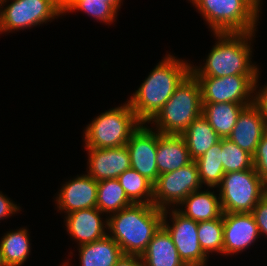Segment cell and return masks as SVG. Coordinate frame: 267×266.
I'll list each match as a JSON object with an SVG mask.
<instances>
[{"label": "cell", "mask_w": 267, "mask_h": 266, "mask_svg": "<svg viewBox=\"0 0 267 266\" xmlns=\"http://www.w3.org/2000/svg\"><path fill=\"white\" fill-rule=\"evenodd\" d=\"M188 62L189 60H182L171 53L164 55L127 99L141 123H148L170 99L175 88L190 73L191 63Z\"/></svg>", "instance_id": "6da1fadb"}, {"label": "cell", "mask_w": 267, "mask_h": 266, "mask_svg": "<svg viewBox=\"0 0 267 266\" xmlns=\"http://www.w3.org/2000/svg\"><path fill=\"white\" fill-rule=\"evenodd\" d=\"M255 34L256 32L213 33L217 40L215 45L203 60V65L191 64L190 72L195 77L257 75L259 65L251 61Z\"/></svg>", "instance_id": "7a4b0ae2"}, {"label": "cell", "mask_w": 267, "mask_h": 266, "mask_svg": "<svg viewBox=\"0 0 267 266\" xmlns=\"http://www.w3.org/2000/svg\"><path fill=\"white\" fill-rule=\"evenodd\" d=\"M107 218L108 236L123 255L141 256L162 226L163 210L153 204H132Z\"/></svg>", "instance_id": "3957f363"}, {"label": "cell", "mask_w": 267, "mask_h": 266, "mask_svg": "<svg viewBox=\"0 0 267 266\" xmlns=\"http://www.w3.org/2000/svg\"><path fill=\"white\" fill-rule=\"evenodd\" d=\"M213 33L256 32L262 0H188ZM260 12V13H259Z\"/></svg>", "instance_id": "277c9868"}, {"label": "cell", "mask_w": 267, "mask_h": 266, "mask_svg": "<svg viewBox=\"0 0 267 266\" xmlns=\"http://www.w3.org/2000/svg\"><path fill=\"white\" fill-rule=\"evenodd\" d=\"M202 110L200 84L190 72L147 124L161 134L181 135L194 119L202 115Z\"/></svg>", "instance_id": "5b68a950"}, {"label": "cell", "mask_w": 267, "mask_h": 266, "mask_svg": "<svg viewBox=\"0 0 267 266\" xmlns=\"http://www.w3.org/2000/svg\"><path fill=\"white\" fill-rule=\"evenodd\" d=\"M128 101L97 115L83 130L84 148L125 146L140 126Z\"/></svg>", "instance_id": "8992f818"}, {"label": "cell", "mask_w": 267, "mask_h": 266, "mask_svg": "<svg viewBox=\"0 0 267 266\" xmlns=\"http://www.w3.org/2000/svg\"><path fill=\"white\" fill-rule=\"evenodd\" d=\"M217 188L223 213H252L266 194L265 182L254 167L225 173Z\"/></svg>", "instance_id": "52a82bcc"}, {"label": "cell", "mask_w": 267, "mask_h": 266, "mask_svg": "<svg viewBox=\"0 0 267 266\" xmlns=\"http://www.w3.org/2000/svg\"><path fill=\"white\" fill-rule=\"evenodd\" d=\"M10 1L3 0L2 2L0 34L31 29L63 16V2L61 0Z\"/></svg>", "instance_id": "ba28073f"}, {"label": "cell", "mask_w": 267, "mask_h": 266, "mask_svg": "<svg viewBox=\"0 0 267 266\" xmlns=\"http://www.w3.org/2000/svg\"><path fill=\"white\" fill-rule=\"evenodd\" d=\"M201 188L203 185L198 167L192 161L184 167L158 176L153 185V205L162 210L177 208L187 196Z\"/></svg>", "instance_id": "9c48e42d"}, {"label": "cell", "mask_w": 267, "mask_h": 266, "mask_svg": "<svg viewBox=\"0 0 267 266\" xmlns=\"http://www.w3.org/2000/svg\"><path fill=\"white\" fill-rule=\"evenodd\" d=\"M162 226L171 235L179 257L186 266H208L209 257L199 243L198 222L185 217L176 208H169L163 210Z\"/></svg>", "instance_id": "30bf717a"}, {"label": "cell", "mask_w": 267, "mask_h": 266, "mask_svg": "<svg viewBox=\"0 0 267 266\" xmlns=\"http://www.w3.org/2000/svg\"><path fill=\"white\" fill-rule=\"evenodd\" d=\"M256 76L196 77L200 84L202 103L253 104Z\"/></svg>", "instance_id": "8fae6325"}, {"label": "cell", "mask_w": 267, "mask_h": 266, "mask_svg": "<svg viewBox=\"0 0 267 266\" xmlns=\"http://www.w3.org/2000/svg\"><path fill=\"white\" fill-rule=\"evenodd\" d=\"M158 131L141 123L131 134L126 147L130 155L131 168L146 177L153 184L159 176L156 164Z\"/></svg>", "instance_id": "7c38bea8"}, {"label": "cell", "mask_w": 267, "mask_h": 266, "mask_svg": "<svg viewBox=\"0 0 267 266\" xmlns=\"http://www.w3.org/2000/svg\"><path fill=\"white\" fill-rule=\"evenodd\" d=\"M223 255H237L246 251L260 238L252 213H223Z\"/></svg>", "instance_id": "4fadbf2b"}, {"label": "cell", "mask_w": 267, "mask_h": 266, "mask_svg": "<svg viewBox=\"0 0 267 266\" xmlns=\"http://www.w3.org/2000/svg\"><path fill=\"white\" fill-rule=\"evenodd\" d=\"M75 177L62 184L54 200L57 211L65 213L64 215L97 207L98 182L88 174Z\"/></svg>", "instance_id": "5bb4252c"}, {"label": "cell", "mask_w": 267, "mask_h": 266, "mask_svg": "<svg viewBox=\"0 0 267 266\" xmlns=\"http://www.w3.org/2000/svg\"><path fill=\"white\" fill-rule=\"evenodd\" d=\"M102 216L97 207L73 211L64 217L65 230L78 246L100 240L108 235V218Z\"/></svg>", "instance_id": "9a60e30c"}, {"label": "cell", "mask_w": 267, "mask_h": 266, "mask_svg": "<svg viewBox=\"0 0 267 266\" xmlns=\"http://www.w3.org/2000/svg\"><path fill=\"white\" fill-rule=\"evenodd\" d=\"M88 152L86 172L97 182L118 178L131 168L129 151L125 146L85 148Z\"/></svg>", "instance_id": "2e32d148"}, {"label": "cell", "mask_w": 267, "mask_h": 266, "mask_svg": "<svg viewBox=\"0 0 267 266\" xmlns=\"http://www.w3.org/2000/svg\"><path fill=\"white\" fill-rule=\"evenodd\" d=\"M266 131L267 127L259 109L251 104L241 111L228 138L253 156Z\"/></svg>", "instance_id": "e0dca14e"}, {"label": "cell", "mask_w": 267, "mask_h": 266, "mask_svg": "<svg viewBox=\"0 0 267 266\" xmlns=\"http://www.w3.org/2000/svg\"><path fill=\"white\" fill-rule=\"evenodd\" d=\"M192 161L181 135H165L158 132L156 164L159 175L177 170Z\"/></svg>", "instance_id": "ac0fdd59"}, {"label": "cell", "mask_w": 267, "mask_h": 266, "mask_svg": "<svg viewBox=\"0 0 267 266\" xmlns=\"http://www.w3.org/2000/svg\"><path fill=\"white\" fill-rule=\"evenodd\" d=\"M207 187L193 191L176 208L185 217L196 222L220 218L223 214L219 194ZM181 206V207H180Z\"/></svg>", "instance_id": "d6986e66"}, {"label": "cell", "mask_w": 267, "mask_h": 266, "mask_svg": "<svg viewBox=\"0 0 267 266\" xmlns=\"http://www.w3.org/2000/svg\"><path fill=\"white\" fill-rule=\"evenodd\" d=\"M80 266H115L123 256L121 248L110 236L78 246ZM68 259L63 262L71 266Z\"/></svg>", "instance_id": "ffe728a7"}, {"label": "cell", "mask_w": 267, "mask_h": 266, "mask_svg": "<svg viewBox=\"0 0 267 266\" xmlns=\"http://www.w3.org/2000/svg\"><path fill=\"white\" fill-rule=\"evenodd\" d=\"M141 258L145 266H186L163 226L154 234Z\"/></svg>", "instance_id": "44dd1931"}, {"label": "cell", "mask_w": 267, "mask_h": 266, "mask_svg": "<svg viewBox=\"0 0 267 266\" xmlns=\"http://www.w3.org/2000/svg\"><path fill=\"white\" fill-rule=\"evenodd\" d=\"M202 115L221 138H228L241 111L251 104L202 103Z\"/></svg>", "instance_id": "7402d4cb"}, {"label": "cell", "mask_w": 267, "mask_h": 266, "mask_svg": "<svg viewBox=\"0 0 267 266\" xmlns=\"http://www.w3.org/2000/svg\"><path fill=\"white\" fill-rule=\"evenodd\" d=\"M181 136L186 142L193 161L205 154L206 151L221 140V137L203 115L194 119Z\"/></svg>", "instance_id": "603a6c76"}, {"label": "cell", "mask_w": 267, "mask_h": 266, "mask_svg": "<svg viewBox=\"0 0 267 266\" xmlns=\"http://www.w3.org/2000/svg\"><path fill=\"white\" fill-rule=\"evenodd\" d=\"M27 227L4 233L0 239V251L5 266H22L31 253L30 234Z\"/></svg>", "instance_id": "cb8c5ba5"}, {"label": "cell", "mask_w": 267, "mask_h": 266, "mask_svg": "<svg viewBox=\"0 0 267 266\" xmlns=\"http://www.w3.org/2000/svg\"><path fill=\"white\" fill-rule=\"evenodd\" d=\"M117 178L102 180L97 186V208L106 217L132 205Z\"/></svg>", "instance_id": "d4e9b609"}, {"label": "cell", "mask_w": 267, "mask_h": 266, "mask_svg": "<svg viewBox=\"0 0 267 266\" xmlns=\"http://www.w3.org/2000/svg\"><path fill=\"white\" fill-rule=\"evenodd\" d=\"M194 161L197 164L202 185L217 189L225 174L222 165V138Z\"/></svg>", "instance_id": "484cf974"}, {"label": "cell", "mask_w": 267, "mask_h": 266, "mask_svg": "<svg viewBox=\"0 0 267 266\" xmlns=\"http://www.w3.org/2000/svg\"><path fill=\"white\" fill-rule=\"evenodd\" d=\"M128 199L133 204H153V183L130 168L118 178Z\"/></svg>", "instance_id": "4316f807"}, {"label": "cell", "mask_w": 267, "mask_h": 266, "mask_svg": "<svg viewBox=\"0 0 267 266\" xmlns=\"http://www.w3.org/2000/svg\"><path fill=\"white\" fill-rule=\"evenodd\" d=\"M75 11H83L95 18L94 20L106 25L115 22L118 16V12L108 4V0H65L63 2V15Z\"/></svg>", "instance_id": "83f0119b"}, {"label": "cell", "mask_w": 267, "mask_h": 266, "mask_svg": "<svg viewBox=\"0 0 267 266\" xmlns=\"http://www.w3.org/2000/svg\"><path fill=\"white\" fill-rule=\"evenodd\" d=\"M197 232L200 246L208 257L210 253L223 255V214L220 218L198 222Z\"/></svg>", "instance_id": "f1b7e54d"}, {"label": "cell", "mask_w": 267, "mask_h": 266, "mask_svg": "<svg viewBox=\"0 0 267 266\" xmlns=\"http://www.w3.org/2000/svg\"><path fill=\"white\" fill-rule=\"evenodd\" d=\"M222 165L225 173L253 168V156L229 138H222Z\"/></svg>", "instance_id": "f546056e"}, {"label": "cell", "mask_w": 267, "mask_h": 266, "mask_svg": "<svg viewBox=\"0 0 267 266\" xmlns=\"http://www.w3.org/2000/svg\"><path fill=\"white\" fill-rule=\"evenodd\" d=\"M253 167L260 178L267 181V131L263 134L253 155Z\"/></svg>", "instance_id": "4dcf8cb0"}, {"label": "cell", "mask_w": 267, "mask_h": 266, "mask_svg": "<svg viewBox=\"0 0 267 266\" xmlns=\"http://www.w3.org/2000/svg\"><path fill=\"white\" fill-rule=\"evenodd\" d=\"M260 68L257 72L256 80H255V89H254V100L253 104L259 109L264 123L267 127V84L261 87L259 84L260 77ZM260 85V87H259ZM259 87V88H258Z\"/></svg>", "instance_id": "1f68e13d"}, {"label": "cell", "mask_w": 267, "mask_h": 266, "mask_svg": "<svg viewBox=\"0 0 267 266\" xmlns=\"http://www.w3.org/2000/svg\"><path fill=\"white\" fill-rule=\"evenodd\" d=\"M252 214L259 229L260 236L267 238V194H265L253 208Z\"/></svg>", "instance_id": "d6a6232c"}, {"label": "cell", "mask_w": 267, "mask_h": 266, "mask_svg": "<svg viewBox=\"0 0 267 266\" xmlns=\"http://www.w3.org/2000/svg\"><path fill=\"white\" fill-rule=\"evenodd\" d=\"M22 208L16 202L0 191V220L8 219L10 216L20 213Z\"/></svg>", "instance_id": "836d02e7"}, {"label": "cell", "mask_w": 267, "mask_h": 266, "mask_svg": "<svg viewBox=\"0 0 267 266\" xmlns=\"http://www.w3.org/2000/svg\"><path fill=\"white\" fill-rule=\"evenodd\" d=\"M115 266H145L141 256L123 255Z\"/></svg>", "instance_id": "e575fe53"}, {"label": "cell", "mask_w": 267, "mask_h": 266, "mask_svg": "<svg viewBox=\"0 0 267 266\" xmlns=\"http://www.w3.org/2000/svg\"><path fill=\"white\" fill-rule=\"evenodd\" d=\"M122 3L123 0H108V4H110L117 12H119Z\"/></svg>", "instance_id": "d590c367"}, {"label": "cell", "mask_w": 267, "mask_h": 266, "mask_svg": "<svg viewBox=\"0 0 267 266\" xmlns=\"http://www.w3.org/2000/svg\"><path fill=\"white\" fill-rule=\"evenodd\" d=\"M2 2L3 0H0V23H1V17H2Z\"/></svg>", "instance_id": "8d00e7d4"}, {"label": "cell", "mask_w": 267, "mask_h": 266, "mask_svg": "<svg viewBox=\"0 0 267 266\" xmlns=\"http://www.w3.org/2000/svg\"><path fill=\"white\" fill-rule=\"evenodd\" d=\"M0 266H5L2 260V255H1V251H0Z\"/></svg>", "instance_id": "74e56055"}, {"label": "cell", "mask_w": 267, "mask_h": 266, "mask_svg": "<svg viewBox=\"0 0 267 266\" xmlns=\"http://www.w3.org/2000/svg\"><path fill=\"white\" fill-rule=\"evenodd\" d=\"M265 192L267 194V181L265 182Z\"/></svg>", "instance_id": "f35d334b"}]
</instances>
